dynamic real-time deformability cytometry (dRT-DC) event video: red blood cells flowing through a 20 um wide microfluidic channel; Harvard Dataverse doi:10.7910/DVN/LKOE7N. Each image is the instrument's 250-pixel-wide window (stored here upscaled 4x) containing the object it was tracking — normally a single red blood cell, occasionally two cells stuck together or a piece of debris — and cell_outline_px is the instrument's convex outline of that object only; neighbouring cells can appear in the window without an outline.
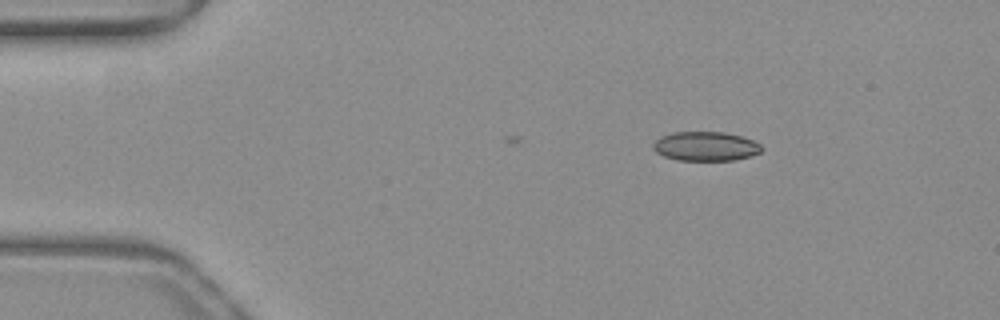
{"species": "common noctule bat (a hibernating species)", "species_latin": "Nyctalus noctula", "temperature_condition": "warm", "stored_images_in_passage": 2, "camera_frame_rate_fps": 3000, "um_per_image_px": 0.085, "animal": {"sex": "female", "body_mass_g": 19.3, "forearm_length_mm": 54.1}, "frame": {"image": 1, "passage_image": 2, "time_ms": 0.333, "image_size_px": [1000, 320], "cell_outline_px": [[764, 148], [760, 152], [748, 156], [732, 160], [676, 160], [664, 156], [656, 152], [652, 148], [652, 144], [660, 136], [672, 132], [724, 132], [740, 136], [752, 140], [760, 144]], "centroid_in_image_um": [59.94, 12.43], "position_along_channel_um": 25.1, "area_um2": 18.44}}